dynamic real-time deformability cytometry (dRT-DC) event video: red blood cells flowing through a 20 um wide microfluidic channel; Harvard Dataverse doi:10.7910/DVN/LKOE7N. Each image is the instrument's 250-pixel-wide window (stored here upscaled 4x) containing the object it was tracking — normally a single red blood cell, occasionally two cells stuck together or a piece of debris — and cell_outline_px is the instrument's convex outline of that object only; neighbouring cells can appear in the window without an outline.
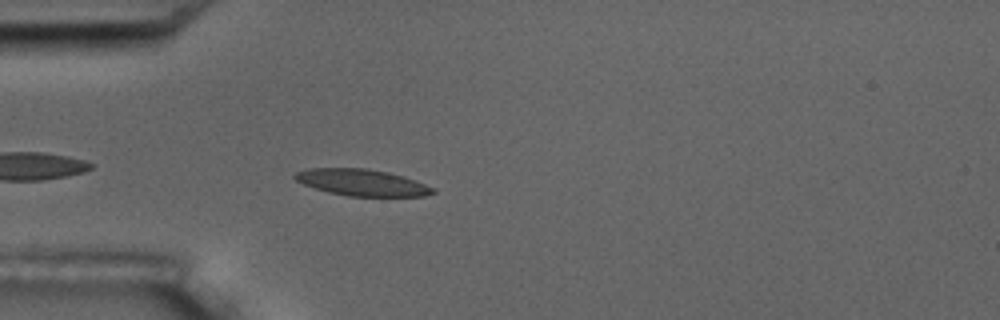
{"species": "common noctule bat (a hibernating species)", "species_latin": "Nyctalus noctula", "temperature_condition": "room temperature", "stored_images_in_passage": 4, "camera_frame_rate_fps": 3000, "um_per_image_px": 0.085, "animal": {"sex": "male", "body_mass_g": 17.5, "forearm_length_mm": 52.3}, "frame": {"image": 1, "passage_image": 4, "time_ms": 3.333, "image_size_px": [1000, 320], "cell_outline_px": [[436, 192], [424, 196], [348, 196], [328, 192], [304, 184], [296, 180], [292, 176], [296, 172], [312, 168], [364, 168], [388, 172], [404, 176], [436, 188]], "centroid_in_image_um": [30.8, 15.51], "position_along_channel_um": 54.2, "area_um2": 21.27}}